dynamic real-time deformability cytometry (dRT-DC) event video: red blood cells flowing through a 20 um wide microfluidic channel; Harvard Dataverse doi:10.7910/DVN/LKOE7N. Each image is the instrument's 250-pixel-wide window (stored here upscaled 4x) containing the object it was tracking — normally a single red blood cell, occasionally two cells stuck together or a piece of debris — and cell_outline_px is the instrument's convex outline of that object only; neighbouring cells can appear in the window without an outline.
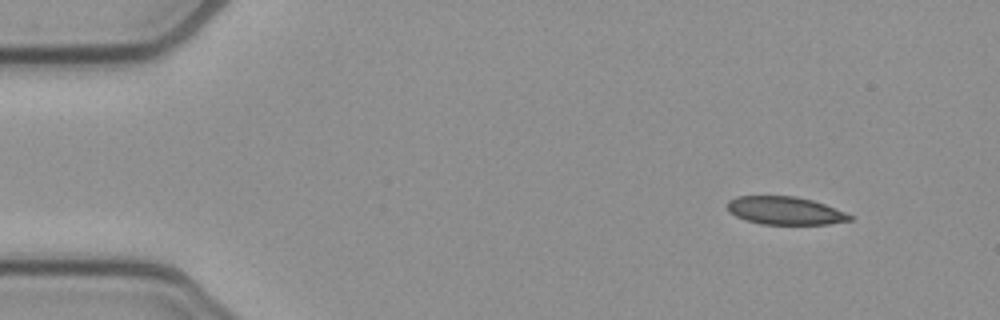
{"species": "common noctule bat (a hibernating species)", "species_latin": "Nyctalus noctula", "temperature_condition": "cold", "stored_images_in_passage": 48, "camera_frame_rate_fps": 3000, "um_per_image_px": 0.085, "animal": {"sex": "female", "body_mass_g": 21.9}, "frame": {"image": 1, "passage_image": 1, "time_ms": 0.0, "image_size_px": [1000, 320], "cell_outline_px": [[852, 220], [828, 224], [760, 224], [736, 216], [728, 212], [728, 200], [736, 196], [796, 196], [812, 200], [824, 204], [844, 212], [852, 216]], "centroid_in_image_um": [66.71, 17.9], "position_along_channel_um": 18.3, "area_um2": 19.83}}
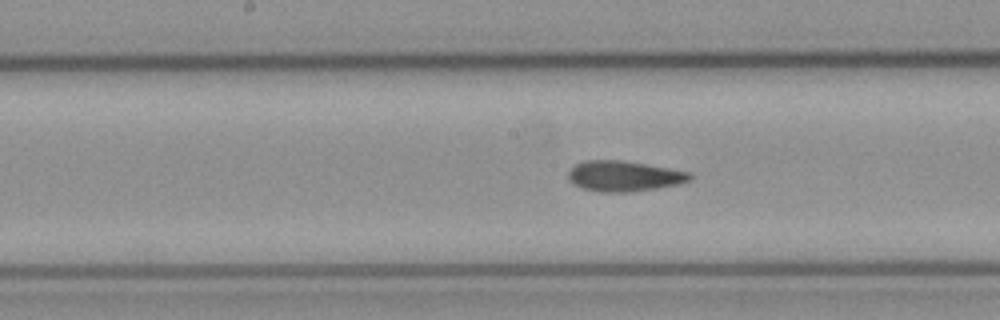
{"frame": {"image": 2, "passage_image": 22, "time_ms": 7.0, "image_size_px": [1000, 320], "cell_outline_px": [[692, 180], [680, 184], [656, 188], [628, 192], [600, 192], [584, 188], [568, 180], [568, 172], [576, 164], [584, 160], [620, 160], [692, 172]], "centroid_in_image_um": [53.07, 14.97], "position_along_channel_um": 195.1, "area_um2": 21.5}}
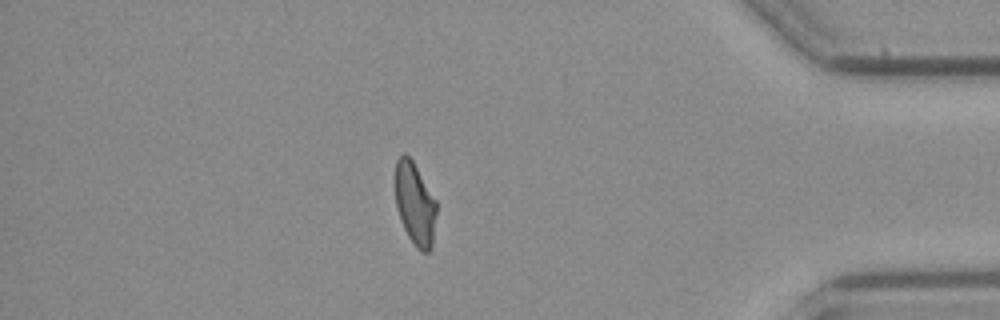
{"frame": {"image": 3, "passage_image": 41, "time_ms": 13.333, "image_size_px": [1000, 320], "cell_outline_px": [[436, 212], [432, 244], [428, 252], [420, 252], [416, 248], [408, 236], [400, 220], [396, 208], [396, 160], [404, 152], [412, 160], [436, 200]], "centroid_in_image_um": [35.27, 17.34], "position_along_channel_um": 399.9, "area_um2": 19.65}, "authors_computed_cell_mechanics": {"area_um2": 21.2704, "velocity_mm_per_s": 3.864, "shape_relaxation_time_tau1_ms": null, "shape_relaxation_time_tau2_ms": 4.545, "deformation_change_tau1": null, "deformation_change_tau2": 0.1124}}